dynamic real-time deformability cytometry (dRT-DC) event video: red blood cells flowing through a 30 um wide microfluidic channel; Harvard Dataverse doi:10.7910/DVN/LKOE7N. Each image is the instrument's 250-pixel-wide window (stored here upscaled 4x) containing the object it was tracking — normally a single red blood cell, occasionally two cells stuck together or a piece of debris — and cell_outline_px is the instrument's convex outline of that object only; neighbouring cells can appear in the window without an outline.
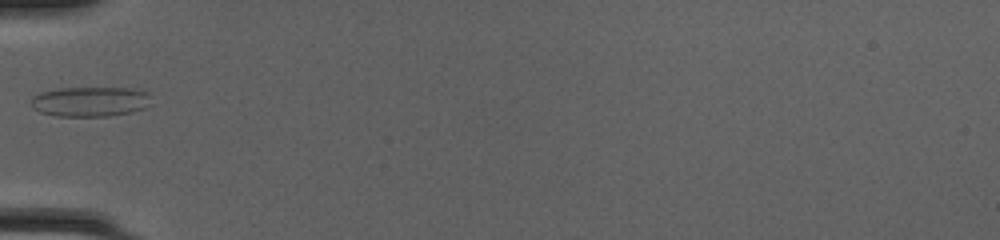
{"species": "common noctule bat (a hibernating species)", "species_latin": "Nyctalus noctula", "temperature_condition": "cold", "stored_images_in_passage": 32, "camera_frame_rate_fps": 3000, "um_per_image_px": 0.085, "animal": {"sex": "female", "body_mass_g": 20.0, "forearm_length_mm": 54.0}, "frame": {"image": 1, "passage_image": 1, "time_ms": 0.0, "image_size_px": [1000, 240], "cell_outline_px": [[152, 104], [144, 108], [132, 112], [108, 116], [56, 116], [40, 112], [32, 108], [32, 96], [40, 92], [60, 88], [132, 88], [148, 92]], "centroid_in_image_um": [7.69, 8.63], "position_along_channel_um": 77.3, "area_um2": 21.1}}
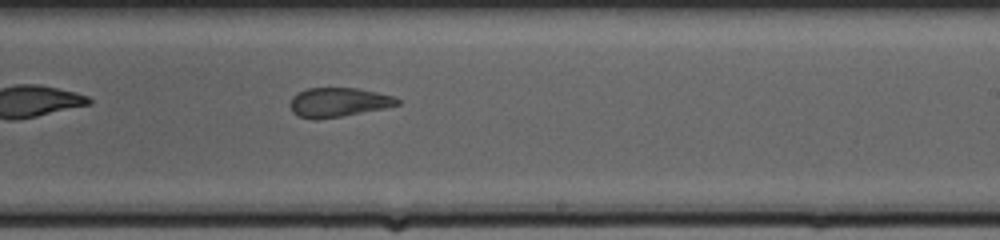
{"frame": {"image": 2, "passage_image": 14, "time_ms": 4.333, "image_size_px": [1000, 240], "cell_outline_px": [[400, 104], [384, 108], [340, 116], [316, 120], [312, 120], [300, 116], [292, 112], [288, 104], [292, 96], [308, 88], [356, 88], [376, 92], [392, 96], [400, 100]], "centroid_in_image_um": [28.71, 8.7], "position_along_channel_um": 260.3, "area_um2": 18.15}}
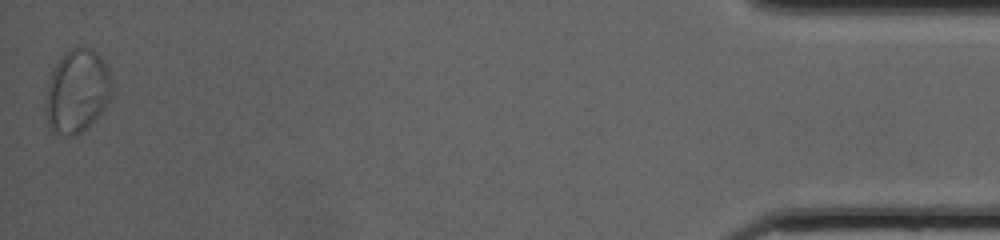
{"frame": {"image": 3, "passage_image": 32, "time_ms": 10.333, "image_size_px": [1000, 240], "cell_outline_px": [[112, 92], [104, 108], [76, 136], [64, 136], [52, 132], [44, 116], [44, 100], [48, 84], [52, 72], [56, 64], [72, 48], [92, 48], [100, 56], [108, 72]], "centroid_in_image_um": [6.49, 7.8], "position_along_channel_um": 428.7, "area_um2": 31.67}, "authors_computed_cell_mechanics": {"area_um2": 19.363, "velocity_mm_per_s": 4.1999, "shape_relaxation_time_tau1_ms": null, "shape_relaxation_time_tau2_ms": 1.1426, "deformation_change_tau1": null, "deformation_change_tau2": 0.0803}}